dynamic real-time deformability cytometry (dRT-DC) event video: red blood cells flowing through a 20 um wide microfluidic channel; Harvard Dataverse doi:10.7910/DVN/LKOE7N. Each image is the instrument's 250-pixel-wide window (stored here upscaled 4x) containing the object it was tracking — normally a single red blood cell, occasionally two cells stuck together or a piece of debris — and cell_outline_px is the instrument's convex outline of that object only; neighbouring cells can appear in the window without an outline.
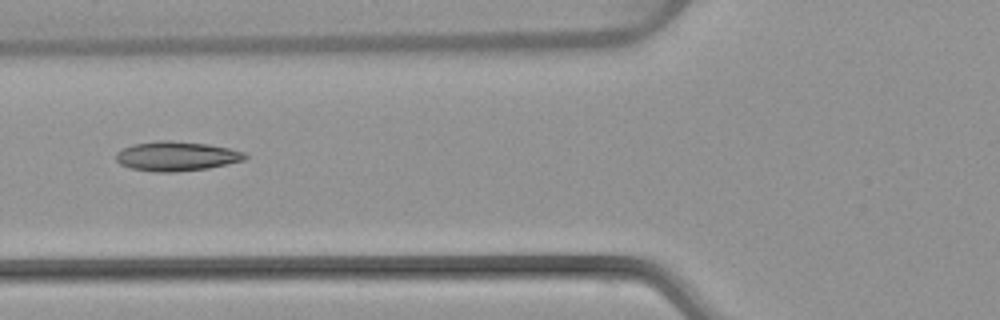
{"species": "common noctule bat (a hibernating species)", "species_latin": "Nyctalus noctula", "temperature_condition": "warm", "stored_images_in_passage": 6, "camera_frame_rate_fps": 3000, "um_per_image_px": 0.085, "animal": {"sex": "female", "body_mass_g": 22.7, "forearm_length_mm": 54.2}, "frame": {"image": 1, "passage_image": 6, "time_ms": 6.0, "image_size_px": [1000, 320], "cell_outline_px": [[248, 156], [244, 160], [228, 164], [208, 168], [172, 172], [156, 172], [132, 168], [120, 164], [116, 160], [116, 152], [132, 144], [156, 140], [168, 140], [208, 144], [228, 148], [244, 152]], "centroid_in_image_um": [14.99, 13.27], "position_along_channel_um": 110.8, "area_um2": 22.14}}